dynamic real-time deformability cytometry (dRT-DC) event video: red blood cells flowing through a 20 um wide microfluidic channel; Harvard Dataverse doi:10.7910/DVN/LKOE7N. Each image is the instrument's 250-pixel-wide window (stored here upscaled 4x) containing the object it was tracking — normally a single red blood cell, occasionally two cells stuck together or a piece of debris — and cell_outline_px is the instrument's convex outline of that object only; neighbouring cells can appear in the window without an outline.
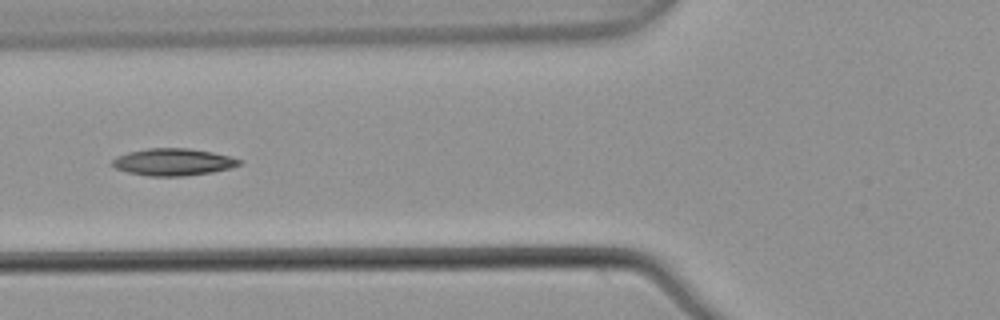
{"species": "common noctule bat (a hibernating species)", "species_latin": "Nyctalus noctula", "temperature_condition": "warm", "stored_images_in_passage": 8, "camera_frame_rate_fps": 3000, "um_per_image_px": 0.085, "animal": {"sex": "male", "body_mass_g": 21.5, "forearm_length_mm": 52.0}, "frame": {"image": 1, "passage_image": 6, "time_ms": 1.667, "image_size_px": [1000, 320], "cell_outline_px": [[240, 164], [228, 168], [212, 172], [184, 176], [148, 176], [128, 172], [116, 168], [112, 164], [112, 160], [116, 156], [128, 152], [148, 148], [188, 148], [212, 152], [228, 156], [240, 160]], "centroid_in_image_um": [14.67, 13.77], "position_along_channel_um": 111.1, "area_um2": 19.83}}
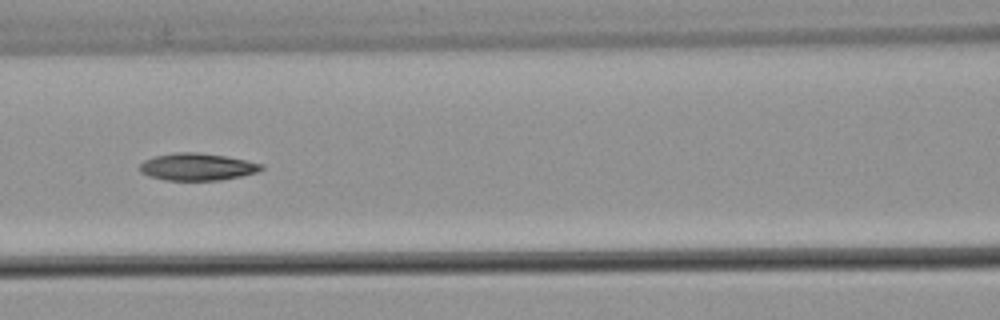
{"frame": {"image": 2, "passage_image": 7, "time_ms": 2.0, "image_size_px": [1000, 320], "cell_outline_px": [[264, 168], [256, 172], [240, 176], [220, 180], [164, 180], [148, 176], [140, 172], [140, 164], [144, 160], [156, 156], [176, 152], [196, 152], [224, 156], [264, 164]], "centroid_in_image_um": [16.74, 14.18], "position_along_channel_um": 149.9, "area_um2": 19.13}}